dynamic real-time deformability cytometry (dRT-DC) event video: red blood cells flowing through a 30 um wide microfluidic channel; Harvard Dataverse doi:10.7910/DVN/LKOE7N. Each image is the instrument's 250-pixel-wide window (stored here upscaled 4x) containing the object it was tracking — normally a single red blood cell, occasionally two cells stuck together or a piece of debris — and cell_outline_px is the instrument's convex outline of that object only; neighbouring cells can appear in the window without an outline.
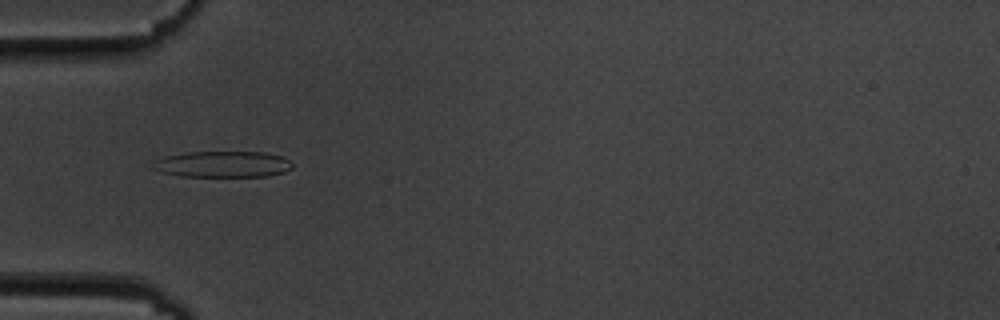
{"species": "common noctule bat (a hibernating species)", "species_latin": "Nyctalus noctula", "temperature_condition": "cold", "stored_images_in_passage": 11, "camera_frame_rate_fps": 3000, "um_per_image_px": 0.085, "animal": {"sex": "male", "body_mass_g": 19.5, "forearm_length_mm": 54.6}, "frame": {"image": 1, "passage_image": 5, "time_ms": 5.333, "image_size_px": [1000, 320], "cell_outline_px": [[292, 168], [284, 172], [268, 176], [180, 176], [160, 172], [148, 168], [156, 160], [164, 156], [188, 152], [264, 152], [280, 156], [288, 160], [292, 164]], "centroid_in_image_um": [18.87, 13.96], "position_along_channel_um": 66.1, "area_um2": 21.33}}
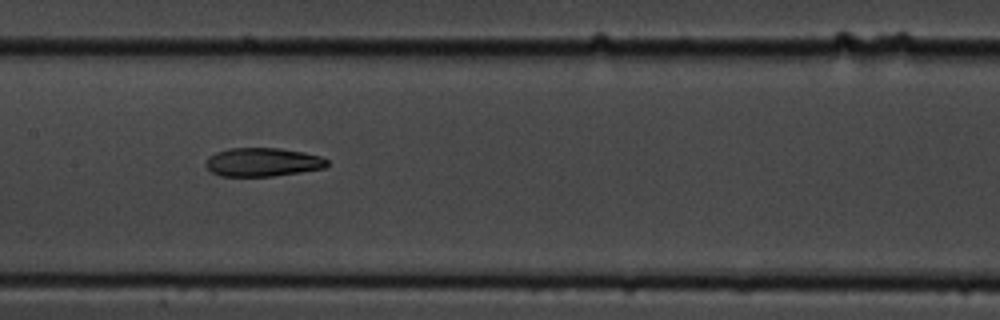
{"frame": {"image": 2, "passage_image": 8, "time_ms": 8.667, "image_size_px": [1000, 320], "cell_outline_px": [[328, 164], [324, 168], [300, 172], [272, 176], [220, 176], [212, 172], [204, 164], [208, 156], [216, 152], [228, 148], [280, 148], [304, 152], [320, 156], [328, 160]], "centroid_in_image_um": [22.31, 13.77], "position_along_channel_um": 185.1, "area_um2": 20.29}}
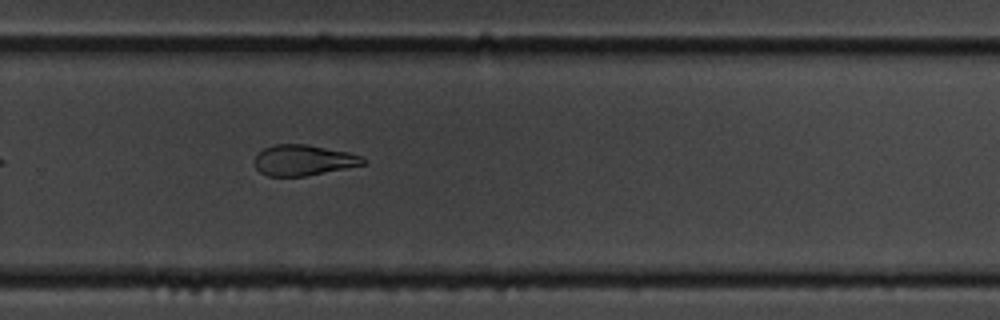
{"frame": {"image": 3, "passage_image": 11, "time_ms": 12.0, "image_size_px": [1000, 320], "cell_outline_px": [[368, 160], [364, 164], [308, 176], [268, 176], [260, 172], [256, 168], [252, 160], [256, 152], [264, 148], [276, 144], [308, 144], [348, 152], [364, 156]], "centroid_in_image_um": [25.77, 13.61], "position_along_channel_um": 304.0, "area_um2": 19.77}}